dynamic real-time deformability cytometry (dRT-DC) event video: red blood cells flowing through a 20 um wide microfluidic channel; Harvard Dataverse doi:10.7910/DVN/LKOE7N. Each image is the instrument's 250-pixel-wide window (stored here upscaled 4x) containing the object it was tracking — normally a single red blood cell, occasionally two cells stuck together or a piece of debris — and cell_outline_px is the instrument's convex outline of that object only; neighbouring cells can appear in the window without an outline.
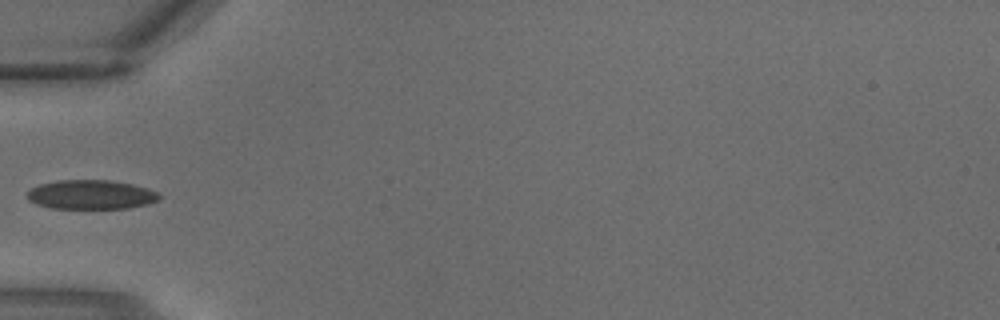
{"species": "common noctule bat (a hibernating species)", "species_latin": "Nyctalus noctula", "temperature_condition": "warm", "stored_images_in_passage": 2, "camera_frame_rate_fps": 3000, "um_per_image_px": 0.085, "animal": {"sex": "male", "body_mass_g": 18.8}, "frame": {"image": 1, "passage_image": 2, "time_ms": 0.333, "image_size_px": [1000, 320], "cell_outline_px": [[160, 200], [148, 204], [128, 208], [52, 208], [36, 204], [28, 200], [28, 192], [32, 188], [40, 184], [56, 180], [112, 180], [132, 184], [148, 188], [156, 192], [160, 196]], "centroid_in_image_um": [7.75, 16.54], "position_along_channel_um": 77.2, "area_um2": 22.48}}